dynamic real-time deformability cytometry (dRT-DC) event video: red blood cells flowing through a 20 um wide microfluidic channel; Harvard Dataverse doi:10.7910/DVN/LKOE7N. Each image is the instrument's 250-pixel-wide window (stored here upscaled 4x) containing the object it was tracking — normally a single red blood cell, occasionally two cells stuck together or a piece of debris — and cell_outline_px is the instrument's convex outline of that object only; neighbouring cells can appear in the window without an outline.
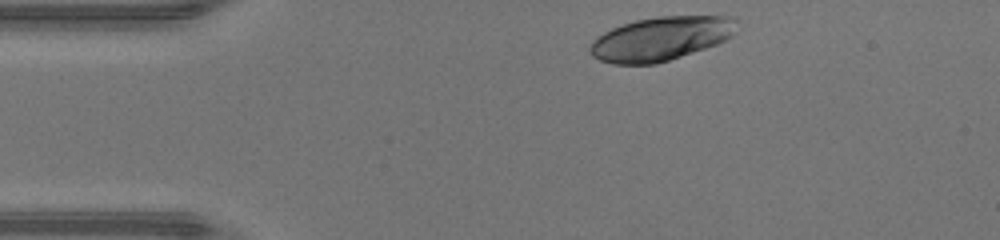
{"species": "human", "species_latin": "Homo sapiens", "temperature_condition": "warm", "stored_images_in_passage": 33, "camera_frame_rate_fps": 3000, "um_per_image_px": 0.085, "donor": {"sex": "male"}, "frame": {"image": 1, "passage_image": 1, "time_ms": 0.0, "image_size_px": [1000, 240], "cell_outline_px": [[736, 20], [732, 36], [716, 44], [656, 64], [612, 64], [600, 60], [592, 56], [588, 52], [588, 48], [592, 40], [596, 36], [612, 28], [636, 20], [660, 16], [736, 16]], "centroid_in_image_um": [56.11, 3.29], "position_along_channel_um": 28.9, "area_um2": 37.34}}
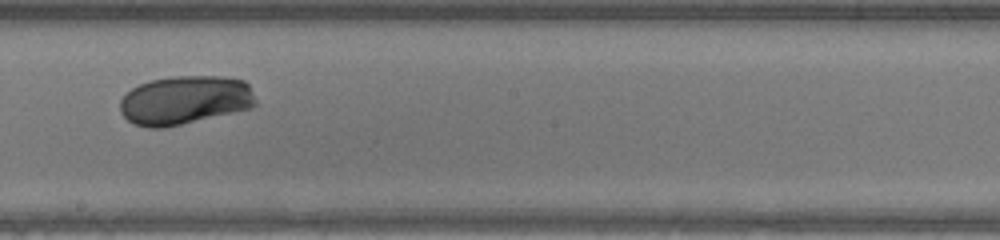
{"frame": {"image": 2, "passage_image": 19, "time_ms": 6.0, "image_size_px": [1000, 240], "cell_outline_px": [[256, 104], [252, 108], [164, 128], [148, 128], [136, 124], [128, 120], [120, 112], [120, 100], [132, 88], [140, 84], [152, 80], [176, 76], [220, 76], [244, 80], [248, 84], [256, 100]], "centroid_in_image_um": [15.72, 8.51], "position_along_channel_um": 232.5, "area_um2": 38.44}}
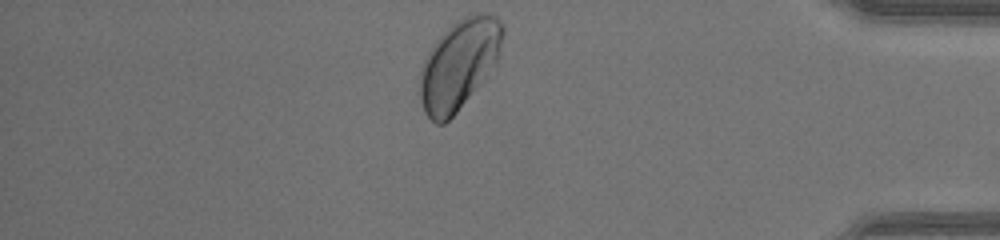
{"frame": {"image": 3, "passage_image": 33, "time_ms": 10.667, "image_size_px": [1000, 240], "cell_outline_px": [[504, 32], [496, 64], [484, 80], [456, 112], [444, 124], [436, 124], [424, 112], [420, 100], [420, 68], [428, 52], [436, 40], [452, 24], [464, 16], [476, 12], [484, 12], [496, 16], [500, 20], [504, 28]], "centroid_in_image_um": [39.02, 5.45], "position_along_channel_um": 396.2, "area_um2": 43.23}, "authors_computed_cell_mechanics": {"area_um2": 37.9168, "velocity_mm_per_s": 4.3006, "shape_relaxation_time_tau1_ms": 3.4638, "shape_relaxation_time_tau2_ms": null, "deformation_change_tau1": 0.1238, "deformation_change_tau2": null}}